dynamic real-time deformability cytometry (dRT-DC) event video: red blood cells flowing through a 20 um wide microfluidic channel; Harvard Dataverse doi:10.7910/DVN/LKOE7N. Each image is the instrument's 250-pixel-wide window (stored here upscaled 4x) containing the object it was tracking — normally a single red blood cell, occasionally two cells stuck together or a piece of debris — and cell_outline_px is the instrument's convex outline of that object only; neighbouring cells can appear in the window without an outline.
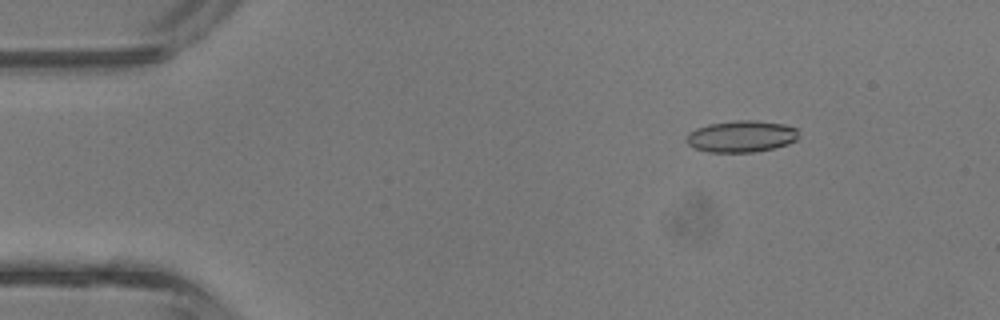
{"species": "common noctule bat (a hibernating species)", "species_latin": "Nyctalus noctula", "temperature_condition": "room temperature", "stored_images_in_passage": 34, "camera_frame_rate_fps": 3000, "um_per_image_px": 0.085, "animal": {"sex": "male", "body_mass_g": 13.3}, "frame": {"image": 1, "passage_image": 2, "time_ms": 0.333, "image_size_px": [1000, 320], "cell_outline_px": [[800, 136], [796, 140], [788, 144], [756, 152], [708, 152], [696, 148], [688, 144], [684, 140], [688, 132], [696, 128], [708, 124], [736, 120], [756, 120], [784, 124], [796, 128]], "centroid_in_image_um": [63.01, 11.59], "position_along_channel_um": 22.0, "area_um2": 20.87}}
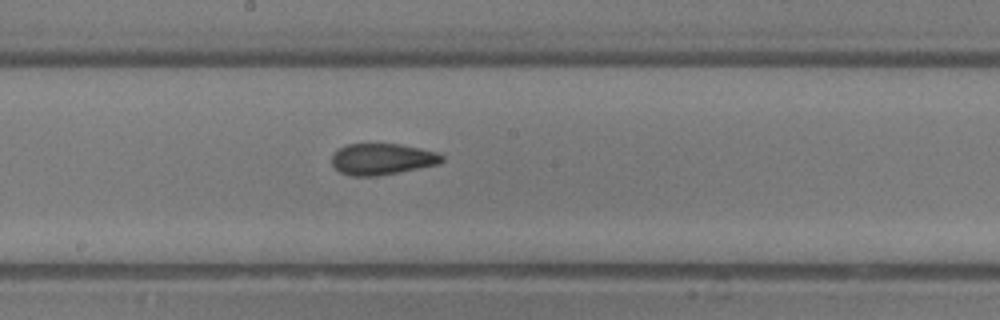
{"frame": {"image": 2, "passage_image": 19, "time_ms": 6.0, "image_size_px": [1000, 320], "cell_outline_px": [[444, 160], [440, 164], [376, 176], [348, 176], [340, 172], [332, 164], [332, 156], [340, 148], [348, 144], [400, 144], [420, 148], [436, 152], [444, 156]], "centroid_in_image_um": [32.5, 13.53], "position_along_channel_um": 215.7, "area_um2": 20.0}}
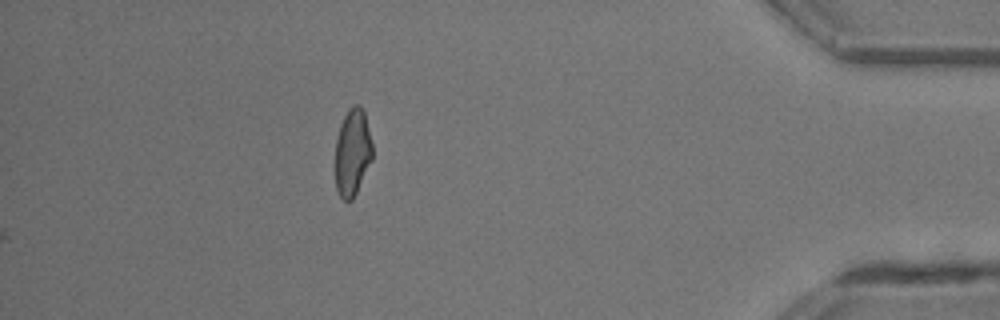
{"frame": {"image": 3, "passage_image": 34, "time_ms": 11.0, "image_size_px": [1000, 320], "cell_outline_px": [[372, 160], [352, 200], [344, 200], [340, 196], [336, 188], [336, 140], [340, 124], [348, 108], [352, 104], [360, 104], [364, 112], [372, 144]], "centroid_in_image_um": [29.96, 12.91], "position_along_channel_um": 405.2, "area_um2": 18.73}, "authors_computed_cell_mechanics": {"area_um2": 20.23, "velocity_mm_per_s": 4.8275, "shape_relaxation_time_tau1_ms": null, "shape_relaxation_time_tau2_ms": 1.5595, "deformation_change_tau1": null, "deformation_change_tau2": 0.0802}}